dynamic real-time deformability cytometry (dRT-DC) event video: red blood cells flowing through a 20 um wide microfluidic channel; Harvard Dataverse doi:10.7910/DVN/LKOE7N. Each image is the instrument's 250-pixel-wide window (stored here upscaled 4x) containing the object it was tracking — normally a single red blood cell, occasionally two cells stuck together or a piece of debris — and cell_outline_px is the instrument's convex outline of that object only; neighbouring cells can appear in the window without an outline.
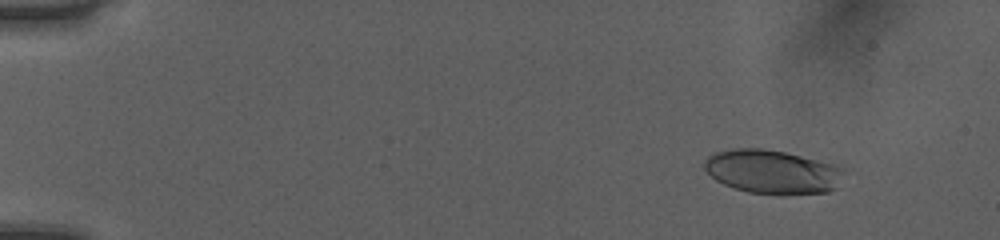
{"species": "human", "species_latin": "Homo sapiens", "temperature_condition": "room temperature", "stored_images_in_passage": 49, "camera_frame_rate_fps": 3000, "um_per_image_px": 0.085, "donor": {"sex": "female"}, "frame": {"image": 1, "passage_image": 3, "time_ms": 0.667, "image_size_px": [1000, 240], "cell_outline_px": [[844, 168], [836, 188], [828, 192], [780, 196], [776, 196], [748, 192], [724, 184], [716, 180], [704, 168], [704, 160], [708, 156], [716, 152], [732, 148], [764, 148], [784, 152], [832, 164]], "centroid_in_image_um": [65.63, 14.62], "position_along_channel_um": 19.4, "area_um2": 35.78}}
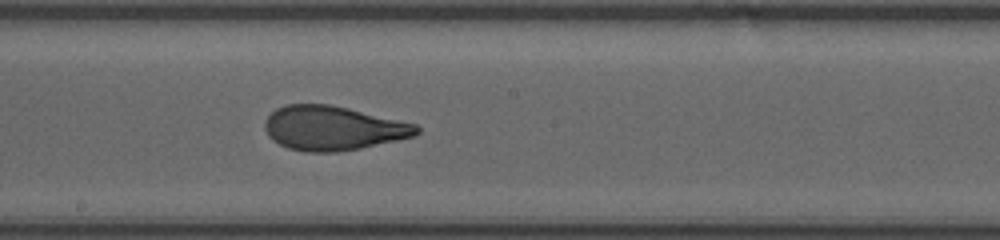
{"frame": {"image": 2, "passage_image": 27, "time_ms": 8.667, "image_size_px": [1000, 240], "cell_outline_px": [[420, 132], [416, 136], [360, 148], [336, 152], [308, 152], [288, 148], [272, 140], [268, 136], [264, 128], [264, 120], [276, 108], [288, 104], [328, 104], [348, 108], [416, 124], [420, 128]], "centroid_in_image_um": [28.29, 10.89], "position_along_channel_um": 219.9, "area_um2": 39.13}}
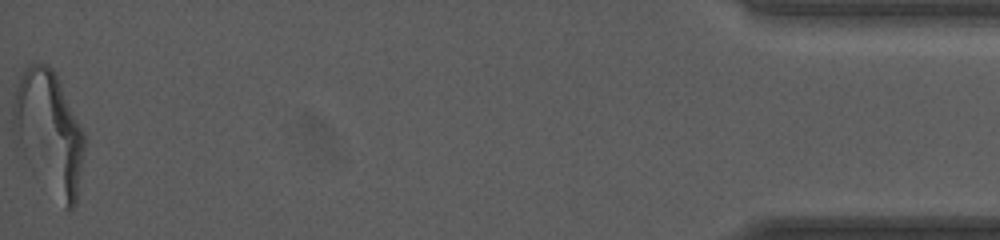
{"frame": {"image": 3, "passage_image": 49, "time_ms": 16.0, "image_size_px": [1000, 240], "cell_outline_px": [[84, 148], [76, 204], [72, 208], [64, 208], [28, 164], [12, 136], [12, 108], [16, 88], [24, 64], [48, 64], [52, 68], [84, 132]], "centroid_in_image_um": [4.12, 11.22], "position_along_channel_um": 431.1, "area_um2": 50.52}, "authors_computed_cell_mechanics": {"area_um2": 39.1306, "velocity_mm_per_s": 4.0675, "shape_relaxation_time_tau1_ms": 4.7288, "shape_relaxation_time_tau2_ms": 1.0884, "deformation_change_tau1": 0.1984, "deformation_change_tau2": 0.0887}}